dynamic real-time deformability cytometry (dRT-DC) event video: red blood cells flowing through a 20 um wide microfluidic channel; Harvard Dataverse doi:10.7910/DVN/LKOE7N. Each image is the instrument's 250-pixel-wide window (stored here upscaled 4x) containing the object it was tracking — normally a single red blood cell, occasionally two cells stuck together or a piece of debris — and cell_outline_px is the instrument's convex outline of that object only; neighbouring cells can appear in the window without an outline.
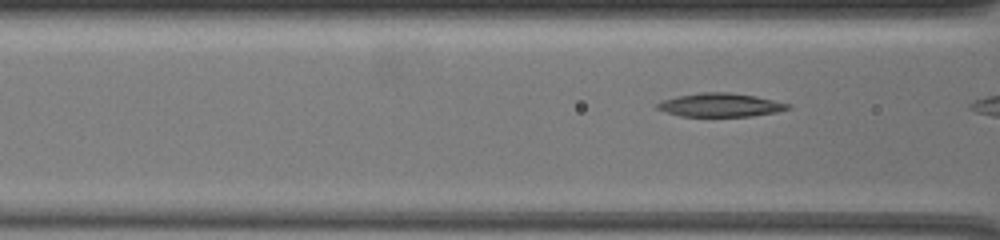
{"species": "common noctule bat (a hibernating species)", "species_latin": "Nyctalus noctula", "temperature_condition": "warm", "stored_images_in_passage": 11, "camera_frame_rate_fps": 3000, "um_per_image_px": 0.085, "animal": {"sex": "female", "body_mass_g": 19.5, "forearm_length_mm": 54.1}, "frame": {"image": 1, "passage_image": 4, "time_ms": 1.0, "image_size_px": [1000, 240], "cell_outline_px": [[792, 108], [776, 112], [752, 116], [680, 116], [656, 108], [656, 104], [664, 100], [676, 96], [700, 92], [728, 92], [756, 96], [792, 104]], "centroid_in_image_um": [61.27, 8.92], "position_along_channel_um": 105.3, "area_um2": 17.92}}
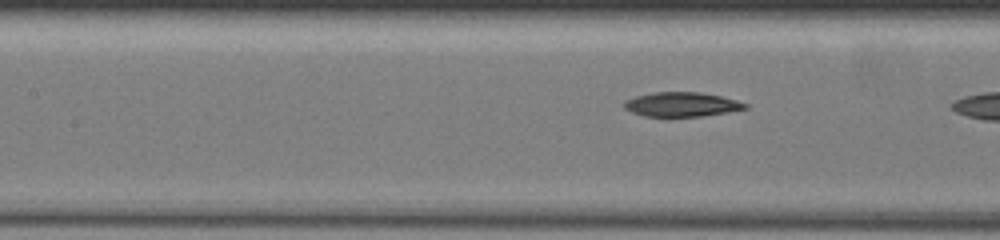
{"frame": {"image": 2, "passage_image": 8, "time_ms": 2.333, "image_size_px": [1000, 240], "cell_outline_px": [[748, 108], [728, 112], [700, 116], [644, 116], [632, 112], [624, 108], [624, 100], [636, 96], [652, 92], [700, 92], [720, 96], [736, 100], [748, 104]], "centroid_in_image_um": [57.93, 8.87], "position_along_channel_um": 149.5, "area_um2": 17.11}}